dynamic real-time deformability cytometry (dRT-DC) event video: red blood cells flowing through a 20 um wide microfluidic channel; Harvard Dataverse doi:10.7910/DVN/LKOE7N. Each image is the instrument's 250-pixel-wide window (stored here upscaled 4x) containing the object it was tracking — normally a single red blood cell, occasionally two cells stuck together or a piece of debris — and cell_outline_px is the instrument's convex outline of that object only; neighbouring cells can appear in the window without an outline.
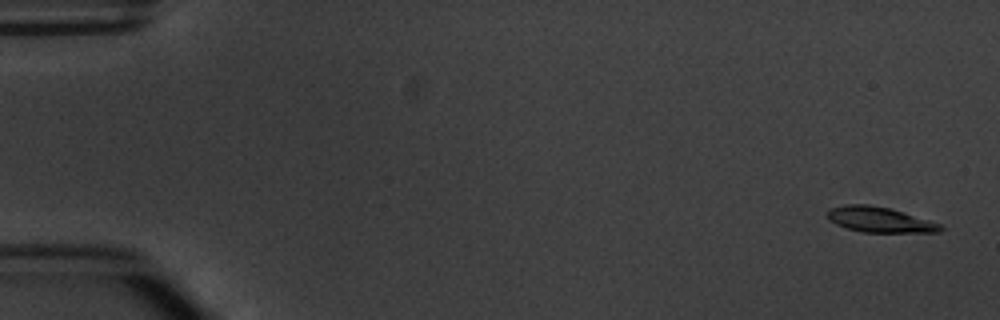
{"species": "common noctule bat (a hibernating species)", "species_latin": "Nyctalus noctula", "temperature_condition": "warm", "stored_images_in_passage": 5, "camera_frame_rate_fps": 3000, "um_per_image_px": 0.085, "animal": {"sex": "male", "body_mass_g": 20.1, "forearm_length_mm": 53.5}, "frame": {"image": 1, "passage_image": 1, "time_ms": 0.0, "image_size_px": [1000, 320], "cell_outline_px": [[944, 228], [940, 232], [860, 232], [836, 224], [828, 220], [828, 208], [844, 204], [868, 204], [892, 208], [940, 224]], "centroid_in_image_um": [74.74, 18.66], "position_along_channel_um": 10.3, "area_um2": 16.76}}
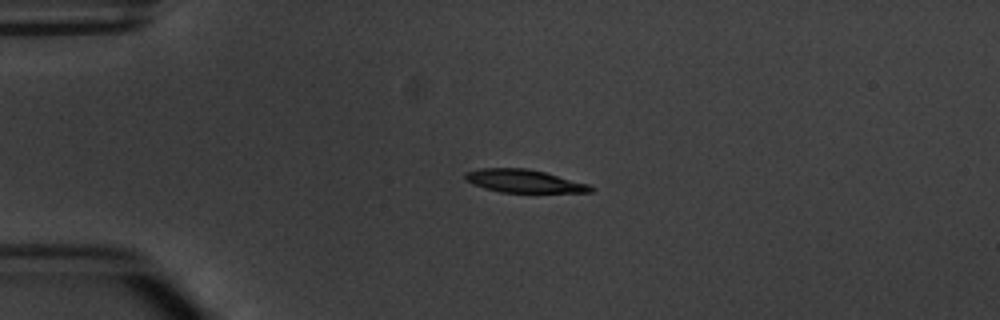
{"frame": {"image": 2, "passage_image": 4, "time_ms": 3.667, "image_size_px": [1000, 320], "cell_outline_px": [[596, 188], [592, 192], [500, 192], [484, 188], [472, 184], [464, 176], [464, 172], [480, 168], [528, 168], [544, 172], [588, 184]], "centroid_in_image_um": [44.52, 15.38], "position_along_channel_um": 40.5, "area_um2": 16.7}}